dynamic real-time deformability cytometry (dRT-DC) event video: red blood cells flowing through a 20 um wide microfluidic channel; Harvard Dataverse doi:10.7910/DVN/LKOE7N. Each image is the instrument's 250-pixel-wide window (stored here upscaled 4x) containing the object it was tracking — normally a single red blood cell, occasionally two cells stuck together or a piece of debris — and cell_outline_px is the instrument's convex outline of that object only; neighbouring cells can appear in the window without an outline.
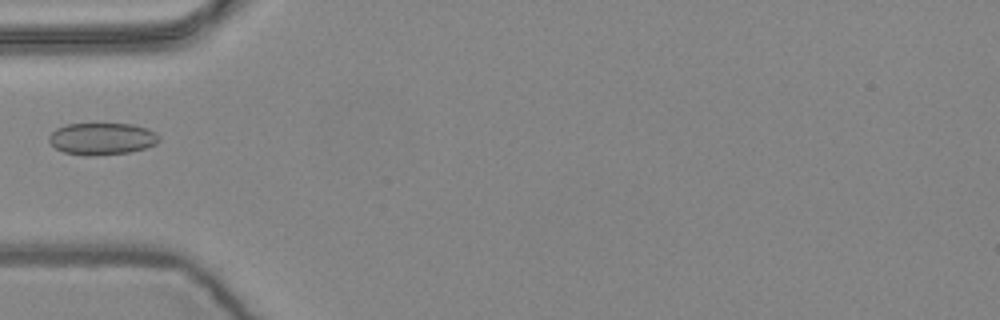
{"species": "common noctule bat (a hibernating species)", "species_latin": "Nyctalus noctula", "temperature_condition": "warm", "stored_images_in_passage": 1, "camera_frame_rate_fps": 3000, "um_per_image_px": 0.085, "animal": {"sex": "female", "body_mass_g": 24.6, "forearm_length_mm": 56.2}, "frame": {"image": 1, "passage_image": 1, "time_ms": 0.0, "image_size_px": [1000, 320], "cell_outline_px": [[160, 140], [156, 144], [144, 148], [128, 152], [92, 156], [84, 156], [64, 152], [56, 148], [48, 140], [48, 136], [56, 128], [68, 124], [132, 124], [148, 128], [156, 132], [160, 136]], "centroid_in_image_um": [8.68, 11.79], "position_along_channel_um": 76.3, "area_um2": 20.58}}